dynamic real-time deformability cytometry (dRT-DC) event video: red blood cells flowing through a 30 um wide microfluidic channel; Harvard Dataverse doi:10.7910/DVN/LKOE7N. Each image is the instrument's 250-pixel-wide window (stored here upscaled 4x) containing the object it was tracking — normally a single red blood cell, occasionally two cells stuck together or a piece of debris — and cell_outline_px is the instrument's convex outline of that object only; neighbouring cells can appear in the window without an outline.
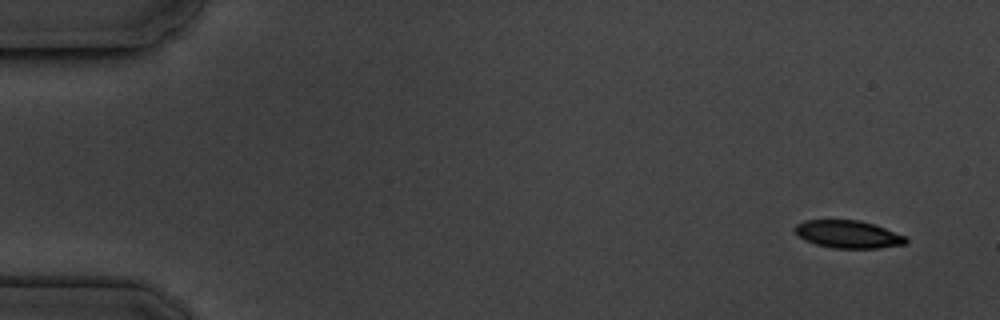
{"species": "common noctule bat (a hibernating species)", "species_latin": "Nyctalus noctula", "temperature_condition": "cold", "stored_images_in_passage": 6, "camera_frame_rate_fps": 3000, "um_per_image_px": 0.085, "animal": {"sex": "male", "body_mass_g": 19.5, "forearm_length_mm": 54.6}, "frame": {"image": 1, "passage_image": 1, "time_ms": 0.0, "image_size_px": [1000, 320], "cell_outline_px": [[908, 244], [880, 248], [832, 248], [816, 244], [804, 240], [796, 232], [796, 224], [804, 220], [860, 220], [884, 228], [904, 236], [908, 240]], "centroid_in_image_um": [72.1, 19.92], "position_along_channel_um": 12.9, "area_um2": 17.74}}
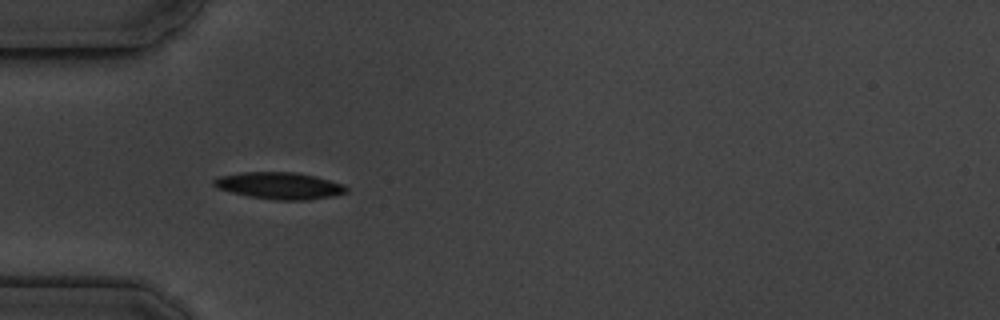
{"frame": {"image": 2, "passage_image": 5, "time_ms": 4.667, "image_size_px": [1000, 320], "cell_outline_px": [[348, 192], [332, 196], [308, 200], [276, 200], [248, 196], [216, 188], [212, 184], [212, 180], [220, 176], [244, 172], [296, 172], [344, 184], [348, 188]], "centroid_in_image_um": [23.74, 15.79], "position_along_channel_um": 61.3, "area_um2": 20.63}}